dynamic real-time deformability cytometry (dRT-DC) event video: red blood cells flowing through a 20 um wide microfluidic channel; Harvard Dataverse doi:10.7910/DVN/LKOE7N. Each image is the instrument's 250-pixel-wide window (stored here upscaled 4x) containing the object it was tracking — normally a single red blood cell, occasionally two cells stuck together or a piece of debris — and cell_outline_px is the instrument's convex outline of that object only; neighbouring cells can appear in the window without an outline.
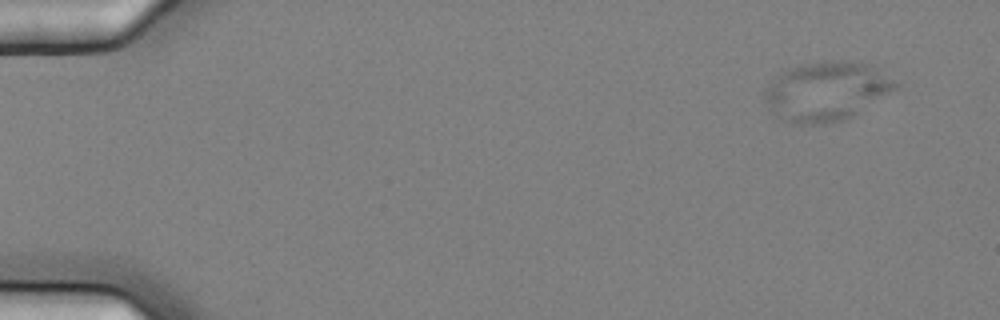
{"species": "common noctule bat (a hibernating species)", "species_latin": "Nyctalus noctula", "temperature_condition": "cold", "stored_images_in_passage": 6, "camera_frame_rate_fps": 3000, "um_per_image_px": 0.085, "animal": {"sex": "female", "body_mass_g": 25.1}, "frame": {"image": 1, "passage_image": 1, "time_ms": 0.0, "image_size_px": [1000, 320], "cell_outline_px": [[900, 84], [896, 88], [856, 112], [840, 120], [812, 124], [780, 120], [768, 108], [764, 96], [764, 88], [784, 68], [800, 64], [824, 60], [848, 60], [880, 64]], "centroid_in_image_um": [70.25, 7.66], "position_along_channel_um": 14.7, "area_um2": 45.43}}
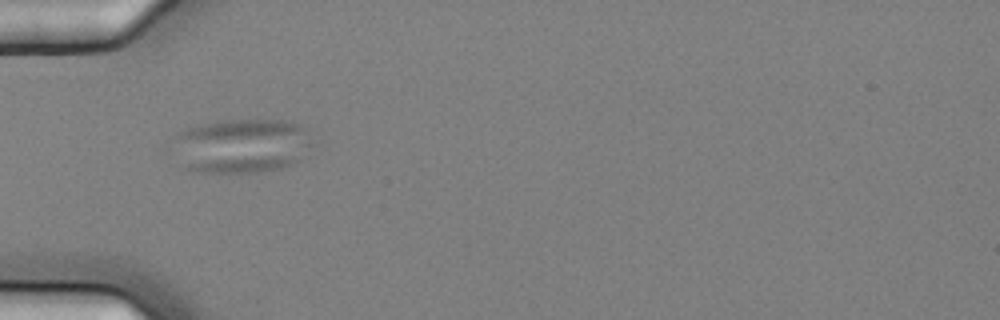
{"frame": {"image": 2, "passage_image": 5, "time_ms": 1.333, "image_size_px": [1000, 320], "cell_outline_px": [[316, 144], [300, 160], [292, 164], [280, 168], [256, 172], [200, 172], [184, 168], [176, 136], [176, 132], [188, 128], [220, 120], [280, 120], [300, 124], [308, 128]], "centroid_in_image_um": [20.7, 12.37], "position_along_channel_um": 64.3, "area_um2": 44.1}}
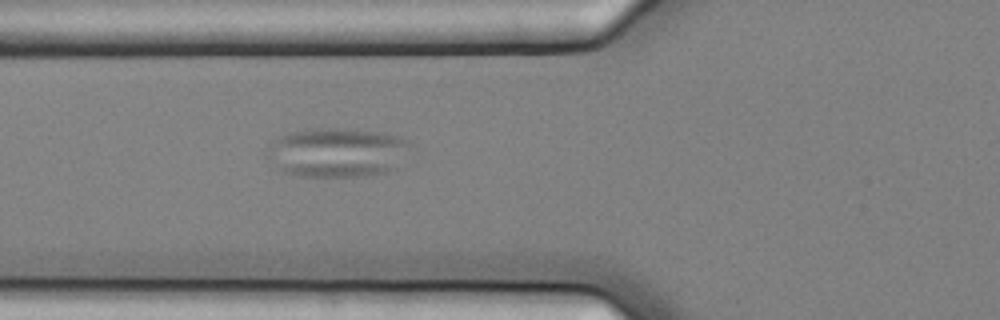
{"frame": {"image": 3, "passage_image": 6, "time_ms": 1.667, "image_size_px": [1000, 320], "cell_outline_px": [[412, 144], [388, 172], [372, 176], [300, 176], [284, 172], [264, 156], [268, 148], [276, 140], [292, 132], [312, 128], [348, 128], [384, 132], [408, 140]], "centroid_in_image_um": [28.64, 12.95], "position_along_channel_um": 97.2, "area_um2": 40.86}}